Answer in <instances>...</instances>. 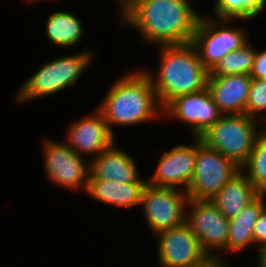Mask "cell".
<instances>
[{
	"label": "cell",
	"instance_id": "1",
	"mask_svg": "<svg viewBox=\"0 0 266 267\" xmlns=\"http://www.w3.org/2000/svg\"><path fill=\"white\" fill-rule=\"evenodd\" d=\"M201 16L189 0H135L120 23L136 29L145 42L180 45L192 41Z\"/></svg>",
	"mask_w": 266,
	"mask_h": 267
},
{
	"label": "cell",
	"instance_id": "2",
	"mask_svg": "<svg viewBox=\"0 0 266 267\" xmlns=\"http://www.w3.org/2000/svg\"><path fill=\"white\" fill-rule=\"evenodd\" d=\"M107 92L97 108L115 137L114 126L141 124L163 116L155 89L143 69L126 72Z\"/></svg>",
	"mask_w": 266,
	"mask_h": 267
},
{
	"label": "cell",
	"instance_id": "3",
	"mask_svg": "<svg viewBox=\"0 0 266 267\" xmlns=\"http://www.w3.org/2000/svg\"><path fill=\"white\" fill-rule=\"evenodd\" d=\"M158 71L154 75L144 70L164 108L174 98L207 88L209 71L202 65L193 44L161 45Z\"/></svg>",
	"mask_w": 266,
	"mask_h": 267
},
{
	"label": "cell",
	"instance_id": "4",
	"mask_svg": "<svg viewBox=\"0 0 266 267\" xmlns=\"http://www.w3.org/2000/svg\"><path fill=\"white\" fill-rule=\"evenodd\" d=\"M93 55L94 51L83 49L74 55L61 56L45 62L18 88L15 100L19 103L31 102L61 93L69 86H74L91 65Z\"/></svg>",
	"mask_w": 266,
	"mask_h": 267
},
{
	"label": "cell",
	"instance_id": "5",
	"mask_svg": "<svg viewBox=\"0 0 266 267\" xmlns=\"http://www.w3.org/2000/svg\"><path fill=\"white\" fill-rule=\"evenodd\" d=\"M262 124L246 114L222 115L200 139L209 148L219 151L242 167L248 161L256 139L266 128Z\"/></svg>",
	"mask_w": 266,
	"mask_h": 267
},
{
	"label": "cell",
	"instance_id": "6",
	"mask_svg": "<svg viewBox=\"0 0 266 267\" xmlns=\"http://www.w3.org/2000/svg\"><path fill=\"white\" fill-rule=\"evenodd\" d=\"M240 171L241 167L232 159L209 148L197 137L195 169L187 196L190 199L211 200Z\"/></svg>",
	"mask_w": 266,
	"mask_h": 267
},
{
	"label": "cell",
	"instance_id": "7",
	"mask_svg": "<svg viewBox=\"0 0 266 267\" xmlns=\"http://www.w3.org/2000/svg\"><path fill=\"white\" fill-rule=\"evenodd\" d=\"M232 23V20L201 16L191 43L209 72L226 54L249 42L244 29L230 27Z\"/></svg>",
	"mask_w": 266,
	"mask_h": 267
},
{
	"label": "cell",
	"instance_id": "8",
	"mask_svg": "<svg viewBox=\"0 0 266 267\" xmlns=\"http://www.w3.org/2000/svg\"><path fill=\"white\" fill-rule=\"evenodd\" d=\"M189 199L184 190L146 185L140 207L153 236L185 224Z\"/></svg>",
	"mask_w": 266,
	"mask_h": 267
},
{
	"label": "cell",
	"instance_id": "9",
	"mask_svg": "<svg viewBox=\"0 0 266 267\" xmlns=\"http://www.w3.org/2000/svg\"><path fill=\"white\" fill-rule=\"evenodd\" d=\"M46 177L55 185L86 192L90 176V162L76 154L65 142L50 138L42 143Z\"/></svg>",
	"mask_w": 266,
	"mask_h": 267
},
{
	"label": "cell",
	"instance_id": "10",
	"mask_svg": "<svg viewBox=\"0 0 266 267\" xmlns=\"http://www.w3.org/2000/svg\"><path fill=\"white\" fill-rule=\"evenodd\" d=\"M187 207L190 209L185 224L196 235L203 250L211 255L227 252L229 220L210 200L189 199Z\"/></svg>",
	"mask_w": 266,
	"mask_h": 267
},
{
	"label": "cell",
	"instance_id": "11",
	"mask_svg": "<svg viewBox=\"0 0 266 267\" xmlns=\"http://www.w3.org/2000/svg\"><path fill=\"white\" fill-rule=\"evenodd\" d=\"M222 115L207 88L178 96L163 108L164 118L170 117L171 120L175 119L181 123H186L191 128L194 137H200Z\"/></svg>",
	"mask_w": 266,
	"mask_h": 267
},
{
	"label": "cell",
	"instance_id": "12",
	"mask_svg": "<svg viewBox=\"0 0 266 267\" xmlns=\"http://www.w3.org/2000/svg\"><path fill=\"white\" fill-rule=\"evenodd\" d=\"M193 138L192 145L179 144L163 153L152 178L147 179L149 185L187 191L194 174L197 155V137Z\"/></svg>",
	"mask_w": 266,
	"mask_h": 267
},
{
	"label": "cell",
	"instance_id": "13",
	"mask_svg": "<svg viewBox=\"0 0 266 267\" xmlns=\"http://www.w3.org/2000/svg\"><path fill=\"white\" fill-rule=\"evenodd\" d=\"M155 237L160 267H193L207 255L186 224L159 232Z\"/></svg>",
	"mask_w": 266,
	"mask_h": 267
},
{
	"label": "cell",
	"instance_id": "14",
	"mask_svg": "<svg viewBox=\"0 0 266 267\" xmlns=\"http://www.w3.org/2000/svg\"><path fill=\"white\" fill-rule=\"evenodd\" d=\"M95 113L72 121L67 127L65 143L78 155H93L95 158L115 142L103 113L97 108Z\"/></svg>",
	"mask_w": 266,
	"mask_h": 267
},
{
	"label": "cell",
	"instance_id": "15",
	"mask_svg": "<svg viewBox=\"0 0 266 267\" xmlns=\"http://www.w3.org/2000/svg\"><path fill=\"white\" fill-rule=\"evenodd\" d=\"M251 81L247 74L208 76L207 89L223 115L245 114Z\"/></svg>",
	"mask_w": 266,
	"mask_h": 267
},
{
	"label": "cell",
	"instance_id": "16",
	"mask_svg": "<svg viewBox=\"0 0 266 267\" xmlns=\"http://www.w3.org/2000/svg\"><path fill=\"white\" fill-rule=\"evenodd\" d=\"M89 162L90 175L94 179L117 183L147 182V179L145 181L144 178H140V172L133 157L115 143Z\"/></svg>",
	"mask_w": 266,
	"mask_h": 267
},
{
	"label": "cell",
	"instance_id": "17",
	"mask_svg": "<svg viewBox=\"0 0 266 267\" xmlns=\"http://www.w3.org/2000/svg\"><path fill=\"white\" fill-rule=\"evenodd\" d=\"M147 184V182L117 183L94 179L90 175L86 192L98 202L129 209L140 206Z\"/></svg>",
	"mask_w": 266,
	"mask_h": 267
},
{
	"label": "cell",
	"instance_id": "18",
	"mask_svg": "<svg viewBox=\"0 0 266 267\" xmlns=\"http://www.w3.org/2000/svg\"><path fill=\"white\" fill-rule=\"evenodd\" d=\"M260 194L249 178L240 171L210 201L230 220L238 216Z\"/></svg>",
	"mask_w": 266,
	"mask_h": 267
},
{
	"label": "cell",
	"instance_id": "19",
	"mask_svg": "<svg viewBox=\"0 0 266 267\" xmlns=\"http://www.w3.org/2000/svg\"><path fill=\"white\" fill-rule=\"evenodd\" d=\"M266 206V194H260L236 217L229 220L227 251L236 253L254 244L253 228L262 209Z\"/></svg>",
	"mask_w": 266,
	"mask_h": 267
},
{
	"label": "cell",
	"instance_id": "20",
	"mask_svg": "<svg viewBox=\"0 0 266 267\" xmlns=\"http://www.w3.org/2000/svg\"><path fill=\"white\" fill-rule=\"evenodd\" d=\"M78 16L66 10L56 11L48 15L46 22V37L56 47L70 48L82 41L84 24Z\"/></svg>",
	"mask_w": 266,
	"mask_h": 267
},
{
	"label": "cell",
	"instance_id": "21",
	"mask_svg": "<svg viewBox=\"0 0 266 267\" xmlns=\"http://www.w3.org/2000/svg\"><path fill=\"white\" fill-rule=\"evenodd\" d=\"M255 53L256 48H253L250 42H248L243 47L226 54L209 72V76L232 74L250 75Z\"/></svg>",
	"mask_w": 266,
	"mask_h": 267
},
{
	"label": "cell",
	"instance_id": "22",
	"mask_svg": "<svg viewBox=\"0 0 266 267\" xmlns=\"http://www.w3.org/2000/svg\"><path fill=\"white\" fill-rule=\"evenodd\" d=\"M241 171L261 194H266V128L256 139L249 159L241 167Z\"/></svg>",
	"mask_w": 266,
	"mask_h": 267
},
{
	"label": "cell",
	"instance_id": "23",
	"mask_svg": "<svg viewBox=\"0 0 266 267\" xmlns=\"http://www.w3.org/2000/svg\"><path fill=\"white\" fill-rule=\"evenodd\" d=\"M245 114L266 126V79L252 78Z\"/></svg>",
	"mask_w": 266,
	"mask_h": 267
},
{
	"label": "cell",
	"instance_id": "24",
	"mask_svg": "<svg viewBox=\"0 0 266 267\" xmlns=\"http://www.w3.org/2000/svg\"><path fill=\"white\" fill-rule=\"evenodd\" d=\"M213 18L220 20H242V0H215Z\"/></svg>",
	"mask_w": 266,
	"mask_h": 267
},
{
	"label": "cell",
	"instance_id": "25",
	"mask_svg": "<svg viewBox=\"0 0 266 267\" xmlns=\"http://www.w3.org/2000/svg\"><path fill=\"white\" fill-rule=\"evenodd\" d=\"M254 244L256 249L266 248V206L260 212L253 228Z\"/></svg>",
	"mask_w": 266,
	"mask_h": 267
},
{
	"label": "cell",
	"instance_id": "26",
	"mask_svg": "<svg viewBox=\"0 0 266 267\" xmlns=\"http://www.w3.org/2000/svg\"><path fill=\"white\" fill-rule=\"evenodd\" d=\"M266 0H242V19L252 20L266 9Z\"/></svg>",
	"mask_w": 266,
	"mask_h": 267
},
{
	"label": "cell",
	"instance_id": "27",
	"mask_svg": "<svg viewBox=\"0 0 266 267\" xmlns=\"http://www.w3.org/2000/svg\"><path fill=\"white\" fill-rule=\"evenodd\" d=\"M252 78L266 79V50H257L254 57L252 71L250 73Z\"/></svg>",
	"mask_w": 266,
	"mask_h": 267
},
{
	"label": "cell",
	"instance_id": "28",
	"mask_svg": "<svg viewBox=\"0 0 266 267\" xmlns=\"http://www.w3.org/2000/svg\"><path fill=\"white\" fill-rule=\"evenodd\" d=\"M193 267H230V265H228V262L226 263V261L223 260L222 256L220 257V255L207 254Z\"/></svg>",
	"mask_w": 266,
	"mask_h": 267
},
{
	"label": "cell",
	"instance_id": "29",
	"mask_svg": "<svg viewBox=\"0 0 266 267\" xmlns=\"http://www.w3.org/2000/svg\"><path fill=\"white\" fill-rule=\"evenodd\" d=\"M118 2L119 18L123 17L133 6L135 0H116Z\"/></svg>",
	"mask_w": 266,
	"mask_h": 267
},
{
	"label": "cell",
	"instance_id": "30",
	"mask_svg": "<svg viewBox=\"0 0 266 267\" xmlns=\"http://www.w3.org/2000/svg\"><path fill=\"white\" fill-rule=\"evenodd\" d=\"M258 251L256 253V257H257V260H256V266L257 267H266V248H261V249H258L256 250ZM258 262V263H257Z\"/></svg>",
	"mask_w": 266,
	"mask_h": 267
},
{
	"label": "cell",
	"instance_id": "31",
	"mask_svg": "<svg viewBox=\"0 0 266 267\" xmlns=\"http://www.w3.org/2000/svg\"><path fill=\"white\" fill-rule=\"evenodd\" d=\"M23 1H27L28 3H29V2H32V3H33V2H35V3L37 2V3H38V2H40V1H42V0H23Z\"/></svg>",
	"mask_w": 266,
	"mask_h": 267
}]
</instances>
